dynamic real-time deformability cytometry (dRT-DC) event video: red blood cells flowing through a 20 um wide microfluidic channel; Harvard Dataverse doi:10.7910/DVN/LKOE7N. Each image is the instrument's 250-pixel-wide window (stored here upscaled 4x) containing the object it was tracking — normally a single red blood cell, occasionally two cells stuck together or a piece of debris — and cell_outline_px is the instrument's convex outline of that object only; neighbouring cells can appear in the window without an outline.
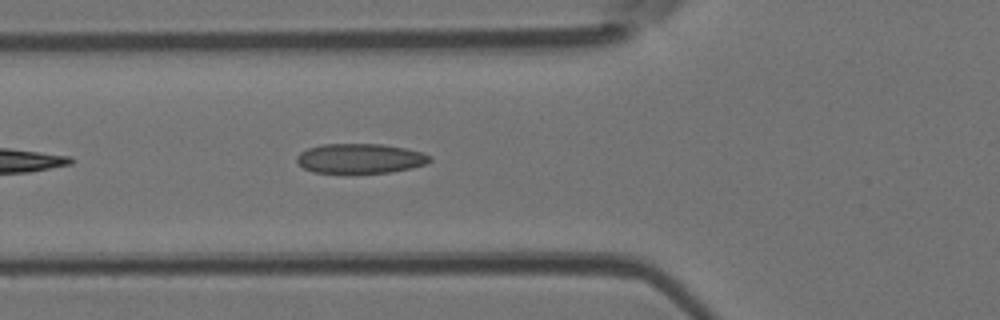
{"species": "Egyptian fruit bat (a non-hibernating species)", "species_latin": "Rousettus aegyptiacus", "temperature_condition": "room temperature", "stored_images_in_passage": 3, "camera_frame_rate_fps": 3000, "um_per_image_px": 0.085, "animal": {"sex": "female"}, "frame": {"image": 1, "passage_image": 3, "time_ms": 0.667, "image_size_px": [1000, 320], "cell_outline_px": [[432, 160], [428, 164], [412, 168], [392, 172], [312, 172], [304, 168], [296, 160], [296, 156], [300, 152], [308, 148], [324, 144], [384, 144], [424, 152], [432, 156]], "centroid_in_image_um": [30.67, 13.46], "position_along_channel_um": 95.1, "area_um2": 23.06}}